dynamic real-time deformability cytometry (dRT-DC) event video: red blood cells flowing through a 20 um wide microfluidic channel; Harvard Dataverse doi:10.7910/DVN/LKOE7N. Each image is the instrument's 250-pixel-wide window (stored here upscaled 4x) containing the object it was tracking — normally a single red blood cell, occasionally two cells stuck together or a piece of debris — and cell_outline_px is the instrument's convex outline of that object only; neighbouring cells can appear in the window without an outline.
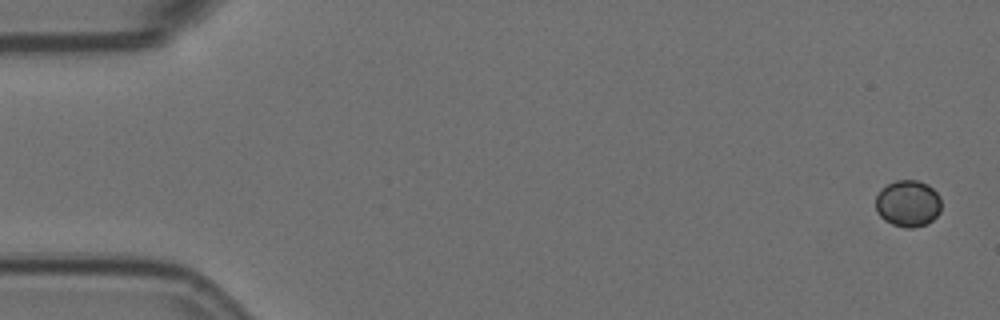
{"species": "Egyptian fruit bat (a non-hibernating species)", "species_latin": "Rousettus aegyptiacus", "temperature_condition": "room temperature", "stored_images_in_passage": 10, "camera_frame_rate_fps": 3000, "um_per_image_px": 0.085, "animal": {"sex": "female"}, "frame": {"image": 1, "passage_image": 1, "time_ms": 0.0, "image_size_px": [1000, 320], "cell_outline_px": [[940, 212], [932, 220], [924, 224], [912, 228], [904, 228], [892, 224], [884, 220], [880, 216], [876, 208], [876, 196], [880, 188], [896, 180], [916, 180], [928, 184], [940, 196]], "centroid_in_image_um": [77.16, 17.28], "position_along_channel_um": 7.8, "area_um2": 17.86}}
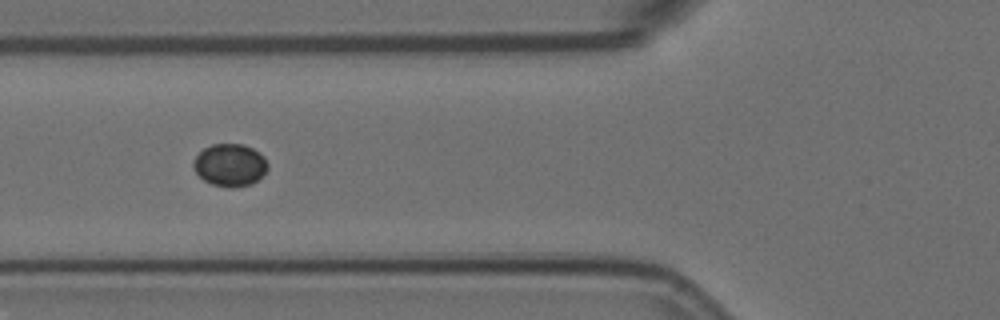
{"frame": {"image": 2, "passage_image": 6, "time_ms": 1.667, "image_size_px": [1000, 320], "cell_outline_px": [[268, 168], [252, 184], [232, 188], [228, 188], [212, 184], [204, 180], [196, 172], [192, 164], [196, 156], [204, 148], [212, 144], [244, 144], [260, 152], [264, 156], [268, 164]], "centroid_in_image_um": [19.55, 14.02], "position_along_channel_um": 106.2, "area_um2": 18.38}}
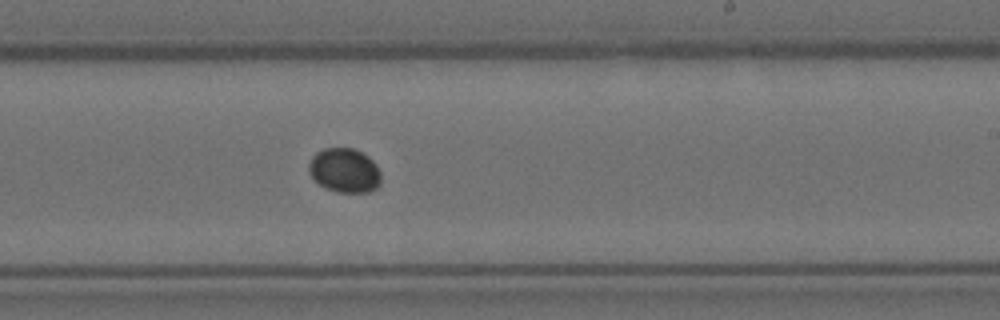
{"frame": {"image": 3, "passage_image": 10, "time_ms": 3.0, "image_size_px": [1000, 320], "cell_outline_px": [[380, 184], [376, 188], [368, 192], [336, 192], [324, 188], [308, 172], [308, 164], [312, 156], [316, 152], [324, 148], [352, 148], [368, 156], [376, 164], [380, 172]], "centroid_in_image_um": [29.27, 14.48], "position_along_channel_um": 259.7, "area_um2": 18.67}}